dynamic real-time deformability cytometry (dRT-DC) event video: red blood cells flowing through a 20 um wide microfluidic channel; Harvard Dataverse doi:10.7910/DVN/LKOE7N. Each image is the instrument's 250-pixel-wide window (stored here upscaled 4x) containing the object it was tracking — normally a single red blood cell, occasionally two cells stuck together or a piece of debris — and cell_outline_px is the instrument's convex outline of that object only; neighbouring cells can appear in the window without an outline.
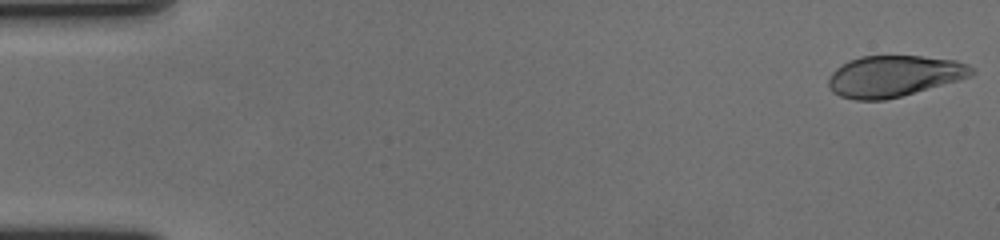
{"species": "human", "species_latin": "Homo sapiens", "temperature_condition": "cold", "stored_images_in_passage": 59, "camera_frame_rate_fps": 3000, "um_per_image_px": 0.085, "donor": {"sex": "female"}, "frame": {"image": 1, "passage_image": 1, "time_ms": 0.0, "image_size_px": [1000, 240], "cell_outline_px": [[976, 72], [972, 76], [960, 80], [900, 96], [884, 100], [856, 100], [840, 96], [832, 92], [828, 84], [828, 76], [840, 64], [848, 60], [860, 56], [920, 56], [956, 60], [968, 64], [976, 68]], "centroid_in_image_um": [75.99, 6.46], "position_along_channel_um": 9.0, "area_um2": 34.68}}
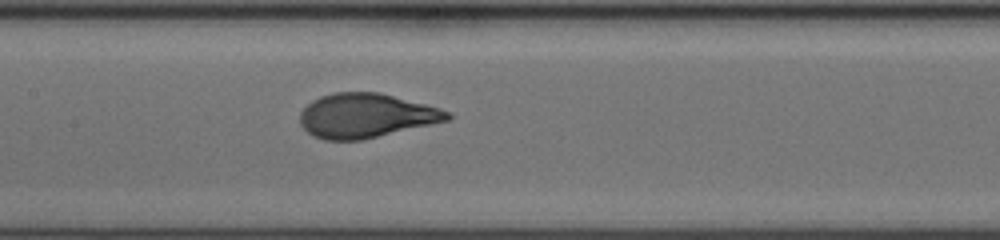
{"frame": {"image": 2, "passage_image": 29, "time_ms": 9.333, "image_size_px": [1000, 240], "cell_outline_px": [[452, 116], [448, 120], [360, 140], [324, 140], [312, 136], [300, 124], [300, 112], [312, 100], [320, 96], [332, 92], [380, 92], [440, 108], [452, 112]], "centroid_in_image_um": [31.08, 9.82], "position_along_channel_um": 176.3, "area_um2": 37.92}}
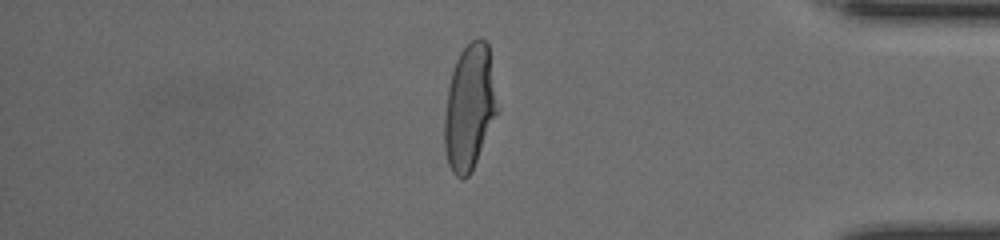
{"frame": {"image": 3, "passage_image": 50, "time_ms": 16.333, "image_size_px": [1000, 240], "cell_outline_px": [[500, 108], [472, 172], [464, 180], [460, 180], [452, 172], [448, 164], [444, 148], [444, 116], [448, 88], [452, 72], [456, 60], [460, 52], [472, 40], [480, 36], [488, 44]], "centroid_in_image_um": [39.93, 9.15], "position_along_channel_um": 395.3, "area_um2": 39.36}, "authors_computed_cell_mechanics": {"area_um2": 37.9746, "velocity_mm_per_s": 3.5442, "shape_relaxation_time_tau1_ms": 4.2408, "shape_relaxation_time_tau2_ms": null, "deformation_change_tau1": 0.1956, "deformation_change_tau2": null}}